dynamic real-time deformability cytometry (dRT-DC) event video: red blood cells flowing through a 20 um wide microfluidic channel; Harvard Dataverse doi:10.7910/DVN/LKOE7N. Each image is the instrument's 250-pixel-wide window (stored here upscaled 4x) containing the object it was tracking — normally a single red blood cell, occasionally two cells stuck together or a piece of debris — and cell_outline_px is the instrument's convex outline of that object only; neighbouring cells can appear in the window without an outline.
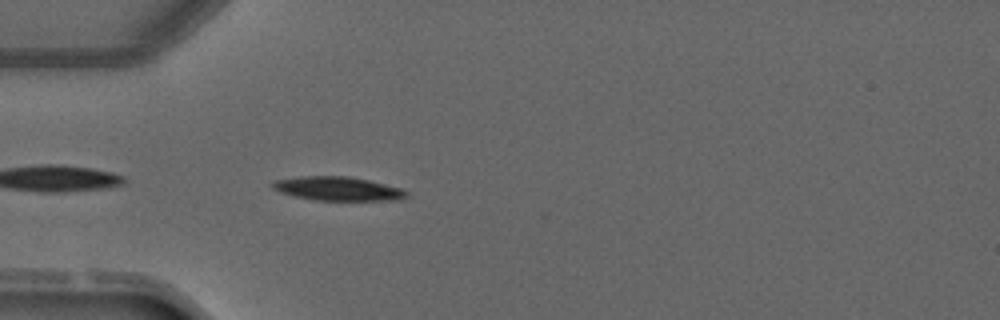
{"species": "common noctule bat (a hibernating species)", "species_latin": "Nyctalus noctula", "temperature_condition": "warm", "stored_images_in_passage": 3, "camera_frame_rate_fps": 3000, "um_per_image_px": 0.085, "animal": {"sex": "male", "forearm_length_mm": 52.5}, "frame": {"image": 1, "passage_image": 3, "time_ms": 2.333, "image_size_px": [1000, 320], "cell_outline_px": [[408, 196], [400, 200], [316, 200], [292, 196], [280, 192], [272, 188], [268, 184], [276, 180], [304, 176], [348, 176], [368, 180], [404, 188], [408, 192]], "centroid_in_image_um": [28.73, 16.04], "position_along_channel_um": 56.3, "area_um2": 18.79}}